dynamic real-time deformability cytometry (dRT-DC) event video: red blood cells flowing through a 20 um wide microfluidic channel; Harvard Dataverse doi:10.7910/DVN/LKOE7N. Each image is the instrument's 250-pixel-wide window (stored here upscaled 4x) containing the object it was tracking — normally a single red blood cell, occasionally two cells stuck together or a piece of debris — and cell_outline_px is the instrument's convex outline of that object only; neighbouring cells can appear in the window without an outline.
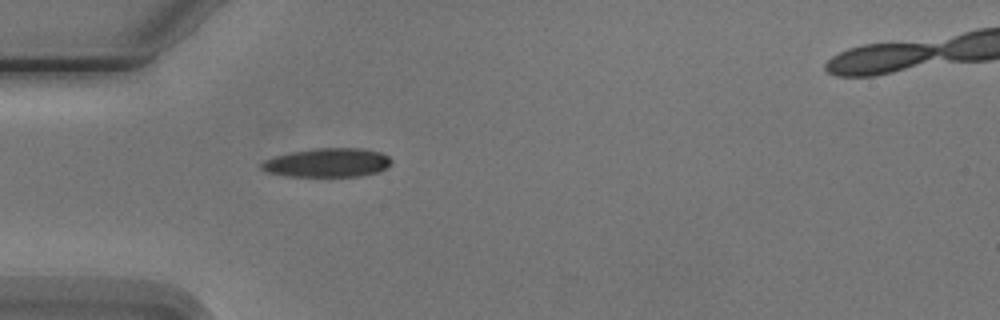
{"species": "Egyptian fruit bat (a non-hibernating species)", "species_latin": "Rousettus aegyptiacus", "temperature_condition": "cold", "stored_images_in_passage": 2, "camera_frame_rate_fps": 3000, "um_per_image_px": 0.085, "animal": {"sex": "male"}, "frame": {"image": 1, "passage_image": 2, "time_ms": 2.0, "image_size_px": [1000, 320], "cell_outline_px": [[392, 164], [388, 168], [376, 172], [360, 176], [288, 176], [268, 172], [260, 168], [260, 164], [264, 160], [276, 156], [292, 152], [312, 148], [364, 148], [380, 152], [388, 156], [392, 160]], "centroid_in_image_um": [27.87, 13.82], "position_along_channel_um": 57.1, "area_um2": 21.91}}